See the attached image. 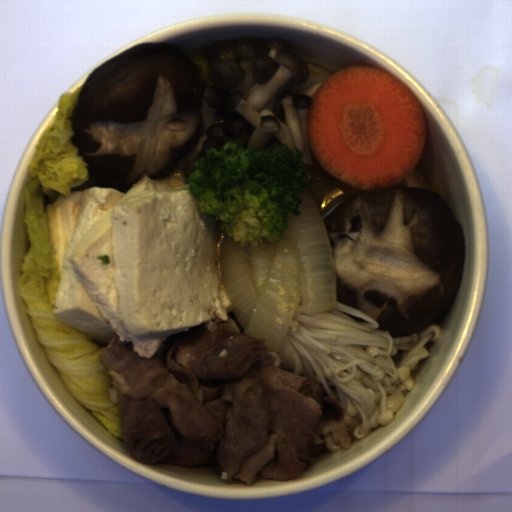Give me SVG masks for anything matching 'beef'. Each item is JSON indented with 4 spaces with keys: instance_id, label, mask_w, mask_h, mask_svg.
Listing matches in <instances>:
<instances>
[{
    "instance_id": "obj_1",
    "label": "beef",
    "mask_w": 512,
    "mask_h": 512,
    "mask_svg": "<svg viewBox=\"0 0 512 512\" xmlns=\"http://www.w3.org/2000/svg\"><path fill=\"white\" fill-rule=\"evenodd\" d=\"M126 453L145 465L216 467L227 484L292 481L325 451L352 446L320 381L282 367L267 338L233 321L170 335L150 357L114 333L100 353Z\"/></svg>"
}]
</instances>
